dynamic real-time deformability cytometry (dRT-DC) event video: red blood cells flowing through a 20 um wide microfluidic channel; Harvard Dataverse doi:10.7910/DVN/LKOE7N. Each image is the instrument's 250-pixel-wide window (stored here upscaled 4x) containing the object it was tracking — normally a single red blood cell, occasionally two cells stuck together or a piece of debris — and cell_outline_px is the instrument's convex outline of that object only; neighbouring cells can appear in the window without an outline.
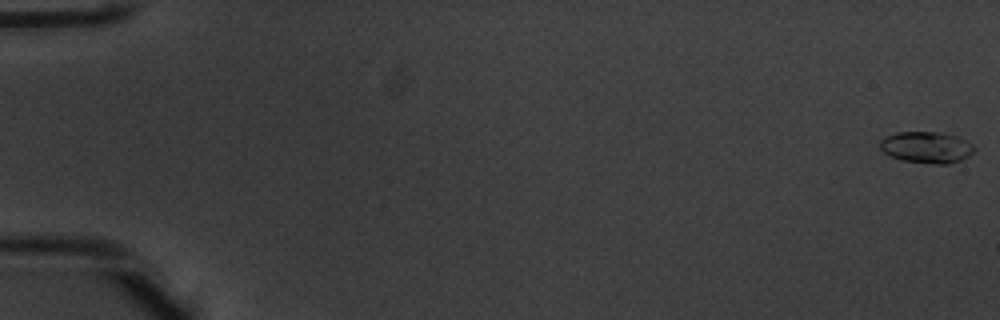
{"species": "common noctule bat (a hibernating species)", "species_latin": "Nyctalus noctula", "temperature_condition": "warm", "stored_images_in_passage": 53, "camera_frame_rate_fps": 3000, "um_per_image_px": 0.085, "animal": {"sex": "male", "body_mass_g": 20.1, "forearm_length_mm": 53.5}, "frame": {"image": 1, "passage_image": 1, "time_ms": 0.0, "image_size_px": [1000, 320], "cell_outline_px": [[976, 148], [968, 156], [960, 160], [948, 164], [932, 164], [904, 160], [892, 156], [884, 152], [880, 148], [880, 140], [884, 136], [896, 132], [940, 132], [960, 136], [972, 144]], "centroid_in_image_um": [78.77, 12.5], "position_along_channel_um": 6.2, "area_um2": 17.34}}
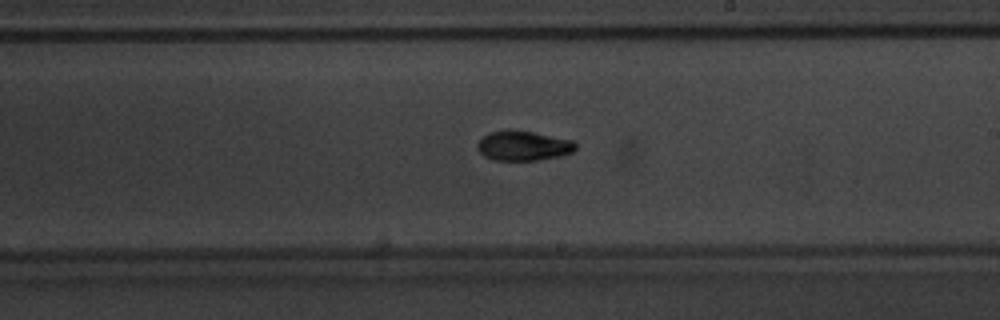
{"frame": {"image": 2, "passage_image": 32, "time_ms": 10.333, "image_size_px": [1000, 320], "cell_outline_px": [[576, 148], [572, 152], [560, 156], [536, 160], [492, 160], [484, 156], [476, 148], [476, 144], [488, 132], [508, 128], [532, 132], [572, 140], [576, 144]], "centroid_in_image_um": [44.43, 12.37], "position_along_channel_um": 244.6, "area_um2": 17.17}}
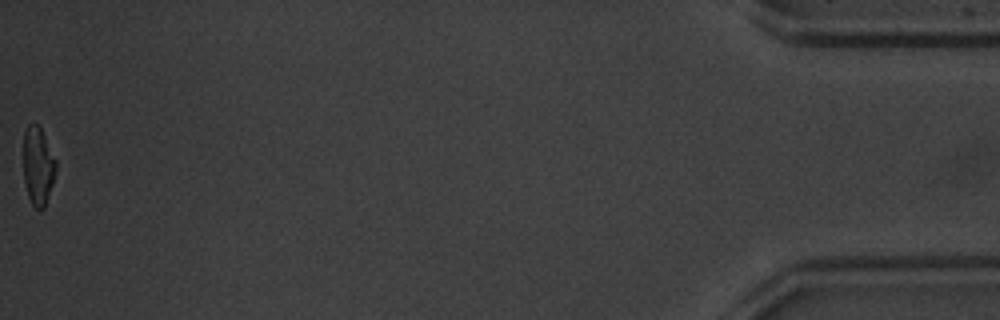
{"frame": {"image": 3, "passage_image": 53, "time_ms": 17.333, "image_size_px": [1000, 320], "cell_outline_px": [[56, 168], [52, 184], [44, 208], [36, 208], [32, 204], [28, 196], [24, 184], [24, 132], [28, 124], [36, 124], [40, 128], [56, 160]], "centroid_in_image_um": [3.22, 14.11], "position_along_channel_um": 432.0, "area_um2": 14.51}, "authors_computed_cell_mechanics": {"area_um2": 16.2996, "velocity_mm_per_s": 3.9723, "shape_relaxation_time_tau1_ms": 3.3391, "shape_relaxation_time_tau2_ms": 4.023, "deformation_change_tau1": 0.1595, "deformation_change_tau2": 0.0953}}